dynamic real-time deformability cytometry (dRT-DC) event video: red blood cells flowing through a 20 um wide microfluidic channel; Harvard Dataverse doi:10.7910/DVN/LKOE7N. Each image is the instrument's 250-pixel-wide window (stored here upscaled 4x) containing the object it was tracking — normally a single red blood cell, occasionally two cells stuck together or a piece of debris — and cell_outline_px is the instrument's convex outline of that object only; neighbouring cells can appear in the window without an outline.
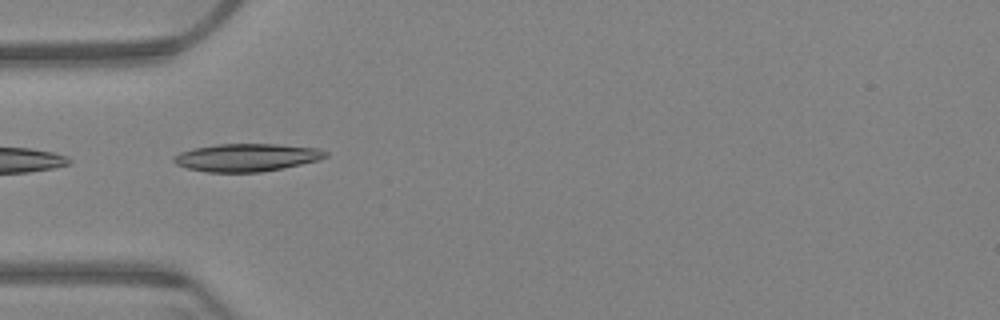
{"species": "Egyptian fruit bat (a non-hibernating species)", "species_latin": "Rousettus aegyptiacus", "temperature_condition": "warm", "stored_images_in_passage": 9, "camera_frame_rate_fps": 3000, "um_per_image_px": 0.085, "animal": {"sex": "female"}, "frame": {"image": 1, "passage_image": 1, "time_ms": 0.0, "image_size_px": [1000, 320], "cell_outline_px": [[328, 156], [320, 160], [260, 172], [208, 172], [188, 168], [176, 164], [172, 160], [172, 156], [180, 152], [192, 148], [216, 144], [276, 144], [320, 148], [328, 152]], "centroid_in_image_um": [20.96, 13.37], "position_along_channel_um": 64.0, "area_um2": 24.62}}